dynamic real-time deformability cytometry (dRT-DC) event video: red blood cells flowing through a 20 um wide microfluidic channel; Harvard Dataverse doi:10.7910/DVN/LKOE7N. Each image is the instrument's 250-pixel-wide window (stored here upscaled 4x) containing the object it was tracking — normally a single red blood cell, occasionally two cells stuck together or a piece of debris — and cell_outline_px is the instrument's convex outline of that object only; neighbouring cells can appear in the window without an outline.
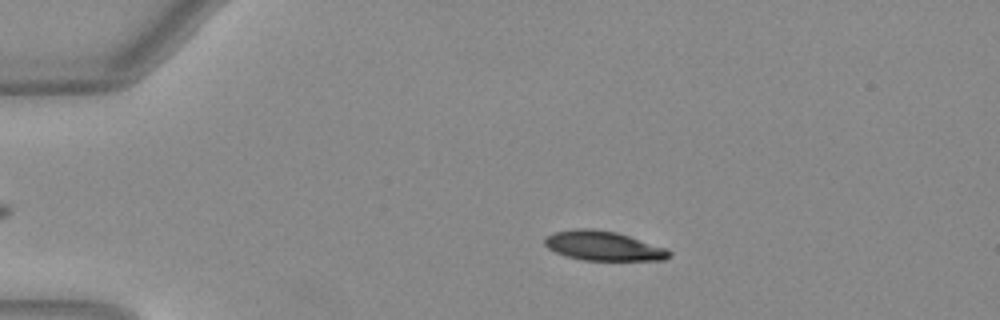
{"species": "Egyptian fruit bat (a non-hibernating species)", "species_latin": "Rousettus aegyptiacus", "temperature_condition": "warm", "stored_images_in_passage": 51, "camera_frame_rate_fps": 3000, "um_per_image_px": 0.085, "animal": {"sex": "female"}, "frame": {"image": 1, "passage_image": 11, "time_ms": 3.333, "image_size_px": [1000, 320], "cell_outline_px": [[672, 252], [664, 260], [584, 260], [564, 256], [548, 248], [544, 244], [544, 236], [552, 232], [576, 228], [588, 228], [616, 232], [668, 248]], "centroid_in_image_um": [51.25, 20.89], "position_along_channel_um": 33.8, "area_um2": 21.5}}
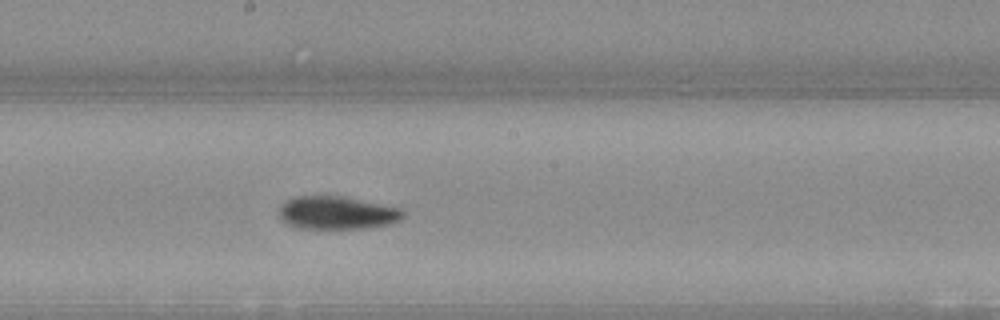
{"frame": {"image": 2, "passage_image": 29, "time_ms": 9.333, "image_size_px": [1000, 320], "cell_outline_px": [[404, 216], [400, 220], [388, 224], [364, 228], [296, 228], [284, 224], [280, 216], [280, 208], [288, 200], [296, 196], [340, 196], [400, 208], [404, 212]], "centroid_in_image_um": [28.62, 18.1], "position_along_channel_um": 219.6, "area_um2": 23.52}}
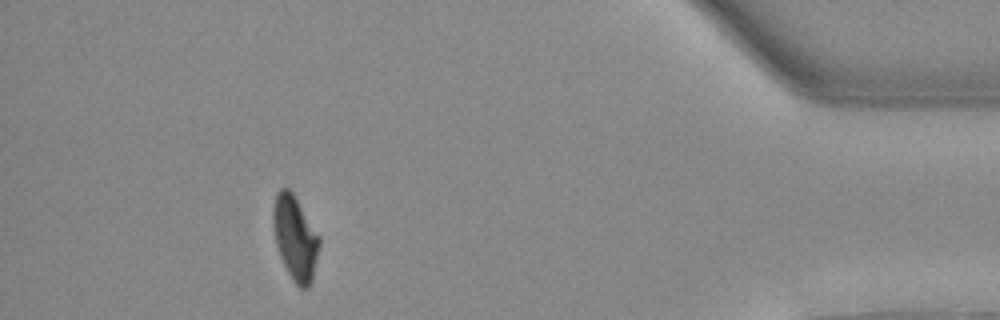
{"frame": {"image": 3, "passage_image": 47, "time_ms": 15.333, "image_size_px": [1000, 320], "cell_outline_px": [[320, 244], [312, 280], [308, 288], [300, 288], [292, 280], [280, 256], [276, 244], [272, 224], [272, 208], [276, 192], [280, 188], [288, 188], [292, 192], [320, 236]], "centroid_in_image_um": [25.07, 20.21], "position_along_channel_um": 410.1, "area_um2": 22.72}, "authors_computed_cell_mechanics": {"area_um2": 22.7732, "velocity_mm_per_s": 4.0289, "shape_relaxation_time_tau1_ms": 4.0479, "shape_relaxation_time_tau2_ms": 4.3565, "deformation_change_tau1": 0.1722, "deformation_change_tau2": 0.0736}}